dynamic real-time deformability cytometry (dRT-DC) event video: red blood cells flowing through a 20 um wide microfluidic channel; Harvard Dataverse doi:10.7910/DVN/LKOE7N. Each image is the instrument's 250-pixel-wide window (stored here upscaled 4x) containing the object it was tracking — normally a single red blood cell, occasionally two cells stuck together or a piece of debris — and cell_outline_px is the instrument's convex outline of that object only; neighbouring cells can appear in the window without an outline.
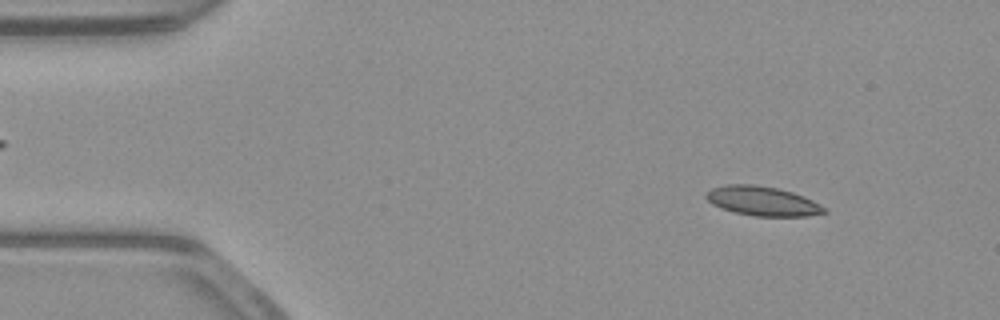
{"species": "common noctule bat (a hibernating species)", "species_latin": "Nyctalus noctula", "temperature_condition": "warm", "stored_images_in_passage": 53, "camera_frame_rate_fps": 3000, "um_per_image_px": 0.085, "animal": {"sex": "male", "body_mass_g": 23.1, "forearm_length_mm": 52.7}, "frame": {"image": 1, "passage_image": 6, "time_ms": 1.667, "image_size_px": [1000, 320], "cell_outline_px": [[828, 212], [808, 216], [752, 216], [732, 212], [720, 208], [712, 204], [704, 196], [704, 192], [712, 188], [724, 184], [756, 184], [776, 188], [792, 192], [804, 196], [828, 208]], "centroid_in_image_um": [64.79, 17.09], "position_along_channel_um": 20.2, "area_um2": 20.58}}
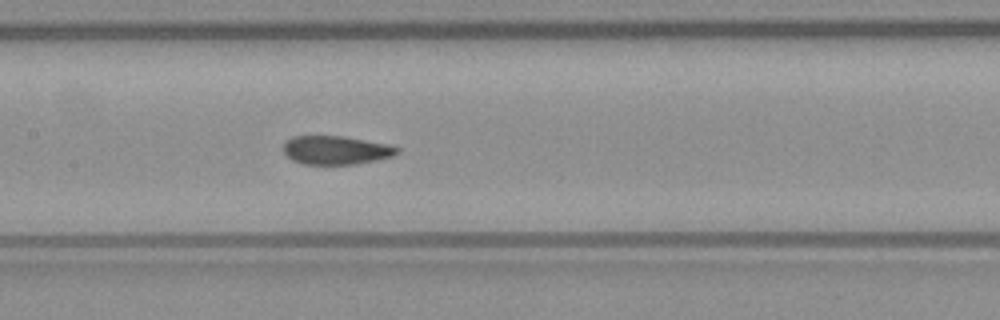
{"frame": {"image": 2, "passage_image": 25, "time_ms": 8.0, "image_size_px": [1000, 320], "cell_outline_px": [[400, 152], [392, 156], [376, 160], [356, 164], [300, 164], [292, 160], [284, 152], [284, 144], [292, 136], [344, 136], [392, 144], [400, 148]], "centroid_in_image_um": [28.61, 12.76], "position_along_channel_um": 178.8, "area_um2": 19.13}}
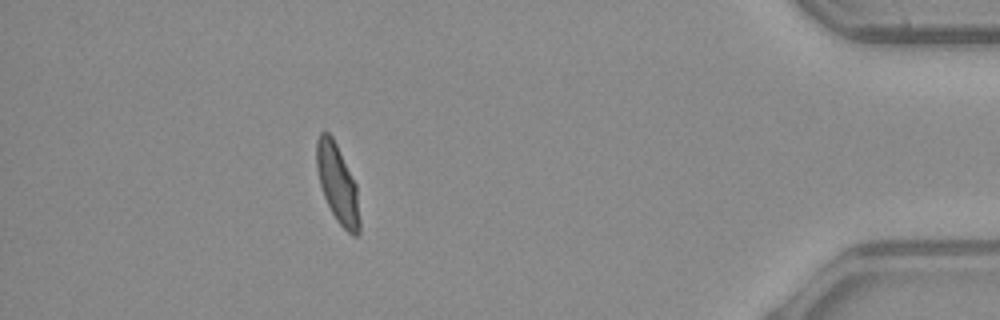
{"frame": {"image": 3, "passage_image": 47, "time_ms": 15.333, "image_size_px": [1000, 320], "cell_outline_px": [[360, 232], [356, 236], [352, 236], [336, 220], [324, 196], [320, 184], [316, 168], [316, 140], [320, 132], [328, 132], [332, 136], [356, 184], [360, 220]], "centroid_in_image_um": [28.69, 15.63], "position_along_channel_um": 406.5, "area_um2": 19.54}, "authors_computed_cell_mechanics": {"area_um2": 19.7098, "velocity_mm_per_s": 3.8821, "shape_relaxation_time_tau1_ms": 8.4656, "shape_relaxation_time_tau2_ms": 1.1137, "deformation_change_tau1": 0.2448, "deformation_change_tau2": 0.0673}}